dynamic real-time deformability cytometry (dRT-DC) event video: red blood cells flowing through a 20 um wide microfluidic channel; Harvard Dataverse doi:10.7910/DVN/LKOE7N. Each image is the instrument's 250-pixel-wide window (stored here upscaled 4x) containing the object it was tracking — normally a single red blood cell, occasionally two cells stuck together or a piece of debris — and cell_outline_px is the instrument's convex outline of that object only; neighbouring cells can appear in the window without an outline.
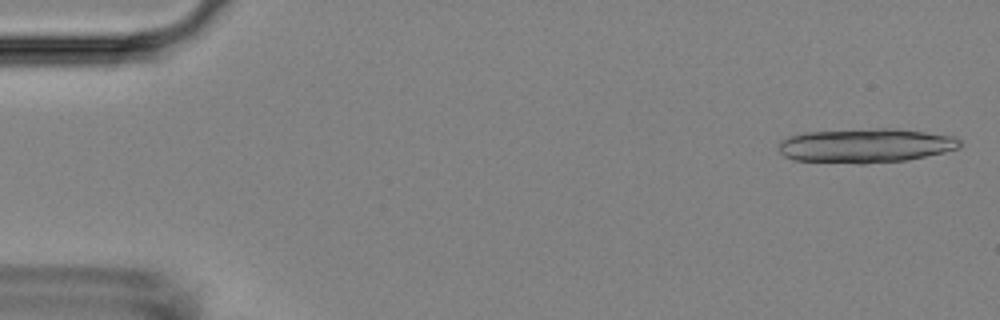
{"species": "Egyptian fruit bat (a non-hibernating species)", "species_latin": "Rousettus aegyptiacus", "temperature_condition": "room temperature", "stored_images_in_passage": 15, "camera_frame_rate_fps": 3000, "um_per_image_px": 0.085, "animal": {"sex": "female"}, "frame": {"image": 1, "passage_image": 1, "time_ms": 0.0, "image_size_px": [1000, 320], "cell_outline_px": [[960, 148], [944, 152], [908, 160], [864, 164], [860, 164], [792, 160], [784, 156], [780, 152], [780, 140], [792, 136], [808, 132], [876, 128], [892, 128], [924, 132], [952, 136], [960, 140]], "centroid_in_image_um": [73.58, 12.38], "position_along_channel_um": 11.4, "area_um2": 36.07}}